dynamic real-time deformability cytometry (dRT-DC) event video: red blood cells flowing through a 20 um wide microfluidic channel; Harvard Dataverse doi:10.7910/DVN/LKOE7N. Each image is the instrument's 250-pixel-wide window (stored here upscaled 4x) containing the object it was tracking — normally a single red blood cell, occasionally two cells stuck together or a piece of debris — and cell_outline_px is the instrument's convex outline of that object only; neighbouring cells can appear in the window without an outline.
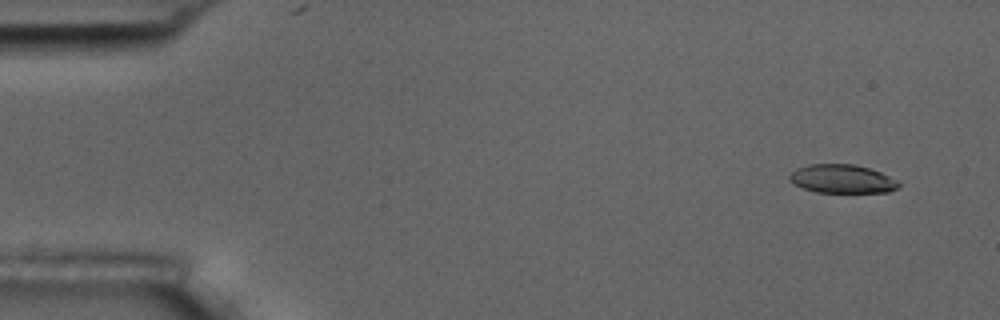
{"species": "common noctule bat (a hibernating species)", "species_latin": "Nyctalus noctula", "temperature_condition": "room temperature", "stored_images_in_passage": 4, "camera_frame_rate_fps": 3000, "um_per_image_px": 0.085, "animal": {"sex": "male", "body_mass_g": 17.5, "forearm_length_mm": 52.3}, "frame": {"image": 1, "passage_image": 1, "time_ms": 0.0, "image_size_px": [1000, 320], "cell_outline_px": [[900, 184], [896, 188], [888, 192], [816, 192], [792, 184], [788, 180], [788, 176], [796, 168], [808, 164], [852, 164], [868, 168], [880, 172], [900, 180]], "centroid_in_image_um": [71.56, 15.2], "position_along_channel_um": 13.4, "area_um2": 18.26}}
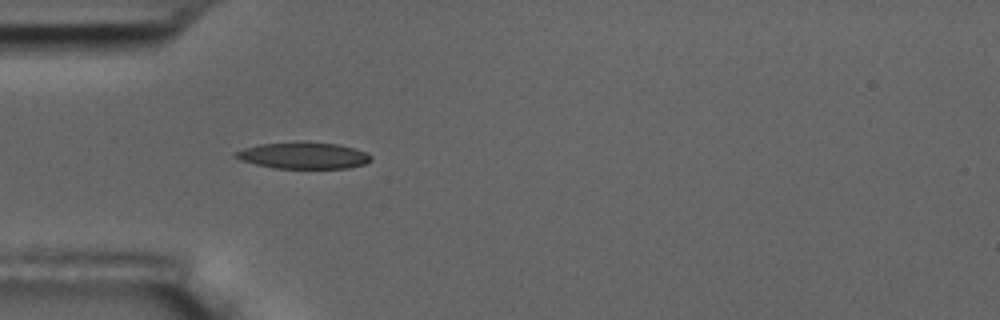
{"frame": {"image": 2, "passage_image": 4, "time_ms": 4.333, "image_size_px": [1000, 320], "cell_outline_px": [[372, 160], [364, 164], [348, 168], [276, 168], [256, 164], [240, 160], [232, 156], [232, 152], [244, 148], [260, 144], [336, 144], [368, 152], [372, 156]], "centroid_in_image_um": [25.78, 13.26], "position_along_channel_um": 59.2, "area_um2": 20.17}}